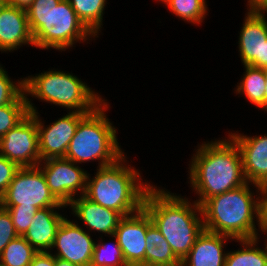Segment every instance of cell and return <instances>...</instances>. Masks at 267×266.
I'll list each match as a JSON object with an SVG mask.
<instances>
[{"label": "cell", "instance_id": "cell-10", "mask_svg": "<svg viewBox=\"0 0 267 266\" xmlns=\"http://www.w3.org/2000/svg\"><path fill=\"white\" fill-rule=\"evenodd\" d=\"M0 155L19 167H34L39 164L41 160L36 112L29 113L0 138Z\"/></svg>", "mask_w": 267, "mask_h": 266}, {"label": "cell", "instance_id": "cell-24", "mask_svg": "<svg viewBox=\"0 0 267 266\" xmlns=\"http://www.w3.org/2000/svg\"><path fill=\"white\" fill-rule=\"evenodd\" d=\"M36 253L23 236H18L0 254V266H29Z\"/></svg>", "mask_w": 267, "mask_h": 266}, {"label": "cell", "instance_id": "cell-37", "mask_svg": "<svg viewBox=\"0 0 267 266\" xmlns=\"http://www.w3.org/2000/svg\"><path fill=\"white\" fill-rule=\"evenodd\" d=\"M267 67V41L264 42L263 50V69Z\"/></svg>", "mask_w": 267, "mask_h": 266}, {"label": "cell", "instance_id": "cell-22", "mask_svg": "<svg viewBox=\"0 0 267 266\" xmlns=\"http://www.w3.org/2000/svg\"><path fill=\"white\" fill-rule=\"evenodd\" d=\"M235 241L240 242L243 248L228 251L224 266H267L266 251L257 246L258 237Z\"/></svg>", "mask_w": 267, "mask_h": 266}, {"label": "cell", "instance_id": "cell-13", "mask_svg": "<svg viewBox=\"0 0 267 266\" xmlns=\"http://www.w3.org/2000/svg\"><path fill=\"white\" fill-rule=\"evenodd\" d=\"M89 233L77 222L64 218L57 229L53 244L57 253L52 255L77 266H90L96 242Z\"/></svg>", "mask_w": 267, "mask_h": 266}, {"label": "cell", "instance_id": "cell-29", "mask_svg": "<svg viewBox=\"0 0 267 266\" xmlns=\"http://www.w3.org/2000/svg\"><path fill=\"white\" fill-rule=\"evenodd\" d=\"M12 219L15 231L19 236H23L28 230L34 214L38 210L36 207H3Z\"/></svg>", "mask_w": 267, "mask_h": 266}, {"label": "cell", "instance_id": "cell-32", "mask_svg": "<svg viewBox=\"0 0 267 266\" xmlns=\"http://www.w3.org/2000/svg\"><path fill=\"white\" fill-rule=\"evenodd\" d=\"M29 266H55V256L51 251L37 252Z\"/></svg>", "mask_w": 267, "mask_h": 266}, {"label": "cell", "instance_id": "cell-2", "mask_svg": "<svg viewBox=\"0 0 267 266\" xmlns=\"http://www.w3.org/2000/svg\"><path fill=\"white\" fill-rule=\"evenodd\" d=\"M143 209L182 261L204 231L201 206L152 185L145 194Z\"/></svg>", "mask_w": 267, "mask_h": 266}, {"label": "cell", "instance_id": "cell-17", "mask_svg": "<svg viewBox=\"0 0 267 266\" xmlns=\"http://www.w3.org/2000/svg\"><path fill=\"white\" fill-rule=\"evenodd\" d=\"M72 208L74 216L82 220L87 225L88 231L94 230L113 236L119 221L123 216L109 208L88 199L84 194L76 197L68 205Z\"/></svg>", "mask_w": 267, "mask_h": 266}, {"label": "cell", "instance_id": "cell-16", "mask_svg": "<svg viewBox=\"0 0 267 266\" xmlns=\"http://www.w3.org/2000/svg\"><path fill=\"white\" fill-rule=\"evenodd\" d=\"M23 44L35 47L27 11L7 5L0 13V51L11 52Z\"/></svg>", "mask_w": 267, "mask_h": 266}, {"label": "cell", "instance_id": "cell-36", "mask_svg": "<svg viewBox=\"0 0 267 266\" xmlns=\"http://www.w3.org/2000/svg\"><path fill=\"white\" fill-rule=\"evenodd\" d=\"M55 266H77L69 261L55 257Z\"/></svg>", "mask_w": 267, "mask_h": 266}, {"label": "cell", "instance_id": "cell-11", "mask_svg": "<svg viewBox=\"0 0 267 266\" xmlns=\"http://www.w3.org/2000/svg\"><path fill=\"white\" fill-rule=\"evenodd\" d=\"M26 99L29 113L36 112L40 160L65 157L79 122L88 113L69 112L45 127L34 104L31 103L29 98L26 97Z\"/></svg>", "mask_w": 267, "mask_h": 266}, {"label": "cell", "instance_id": "cell-4", "mask_svg": "<svg viewBox=\"0 0 267 266\" xmlns=\"http://www.w3.org/2000/svg\"><path fill=\"white\" fill-rule=\"evenodd\" d=\"M125 162L124 155L111 165L97 167L95 177L91 178L88 173L84 193L88 199L119 212L123 217L143 208L145 194L152 186L143 183L138 170Z\"/></svg>", "mask_w": 267, "mask_h": 266}, {"label": "cell", "instance_id": "cell-26", "mask_svg": "<svg viewBox=\"0 0 267 266\" xmlns=\"http://www.w3.org/2000/svg\"><path fill=\"white\" fill-rule=\"evenodd\" d=\"M29 114L24 91L10 104L0 106V138Z\"/></svg>", "mask_w": 267, "mask_h": 266}, {"label": "cell", "instance_id": "cell-39", "mask_svg": "<svg viewBox=\"0 0 267 266\" xmlns=\"http://www.w3.org/2000/svg\"><path fill=\"white\" fill-rule=\"evenodd\" d=\"M7 0H0V13L7 7Z\"/></svg>", "mask_w": 267, "mask_h": 266}, {"label": "cell", "instance_id": "cell-1", "mask_svg": "<svg viewBox=\"0 0 267 266\" xmlns=\"http://www.w3.org/2000/svg\"><path fill=\"white\" fill-rule=\"evenodd\" d=\"M189 164L190 185L201 206L208 198L236 189L247 183L242 158L236 143L228 139L204 142Z\"/></svg>", "mask_w": 267, "mask_h": 266}, {"label": "cell", "instance_id": "cell-40", "mask_svg": "<svg viewBox=\"0 0 267 266\" xmlns=\"http://www.w3.org/2000/svg\"><path fill=\"white\" fill-rule=\"evenodd\" d=\"M266 240H267V239H266ZM264 245H265L264 250L266 251V254H267V241L264 243Z\"/></svg>", "mask_w": 267, "mask_h": 266}, {"label": "cell", "instance_id": "cell-35", "mask_svg": "<svg viewBox=\"0 0 267 266\" xmlns=\"http://www.w3.org/2000/svg\"><path fill=\"white\" fill-rule=\"evenodd\" d=\"M34 0H7L8 5L27 10Z\"/></svg>", "mask_w": 267, "mask_h": 266}, {"label": "cell", "instance_id": "cell-23", "mask_svg": "<svg viewBox=\"0 0 267 266\" xmlns=\"http://www.w3.org/2000/svg\"><path fill=\"white\" fill-rule=\"evenodd\" d=\"M78 18L95 35L102 28L106 0H68Z\"/></svg>", "mask_w": 267, "mask_h": 266}, {"label": "cell", "instance_id": "cell-7", "mask_svg": "<svg viewBox=\"0 0 267 266\" xmlns=\"http://www.w3.org/2000/svg\"><path fill=\"white\" fill-rule=\"evenodd\" d=\"M24 94L69 109L70 112L91 113L105 99L75 75L49 70L23 79Z\"/></svg>", "mask_w": 267, "mask_h": 266}, {"label": "cell", "instance_id": "cell-5", "mask_svg": "<svg viewBox=\"0 0 267 266\" xmlns=\"http://www.w3.org/2000/svg\"><path fill=\"white\" fill-rule=\"evenodd\" d=\"M26 11L35 47L43 50L65 51L78 41L96 37L68 0H34Z\"/></svg>", "mask_w": 267, "mask_h": 266}, {"label": "cell", "instance_id": "cell-15", "mask_svg": "<svg viewBox=\"0 0 267 266\" xmlns=\"http://www.w3.org/2000/svg\"><path fill=\"white\" fill-rule=\"evenodd\" d=\"M267 10H249L239 35V51L243 65L263 69L264 42L267 41Z\"/></svg>", "mask_w": 267, "mask_h": 266}, {"label": "cell", "instance_id": "cell-41", "mask_svg": "<svg viewBox=\"0 0 267 266\" xmlns=\"http://www.w3.org/2000/svg\"><path fill=\"white\" fill-rule=\"evenodd\" d=\"M262 232L267 234V226L262 230Z\"/></svg>", "mask_w": 267, "mask_h": 266}, {"label": "cell", "instance_id": "cell-18", "mask_svg": "<svg viewBox=\"0 0 267 266\" xmlns=\"http://www.w3.org/2000/svg\"><path fill=\"white\" fill-rule=\"evenodd\" d=\"M227 239L232 238L204 229L181 261V266H224L227 252L223 247Z\"/></svg>", "mask_w": 267, "mask_h": 266}, {"label": "cell", "instance_id": "cell-27", "mask_svg": "<svg viewBox=\"0 0 267 266\" xmlns=\"http://www.w3.org/2000/svg\"><path fill=\"white\" fill-rule=\"evenodd\" d=\"M90 266H127L116 238L111 245L101 241L95 243Z\"/></svg>", "mask_w": 267, "mask_h": 266}, {"label": "cell", "instance_id": "cell-28", "mask_svg": "<svg viewBox=\"0 0 267 266\" xmlns=\"http://www.w3.org/2000/svg\"><path fill=\"white\" fill-rule=\"evenodd\" d=\"M23 91V78L16 84L0 65V106L12 103Z\"/></svg>", "mask_w": 267, "mask_h": 266}, {"label": "cell", "instance_id": "cell-31", "mask_svg": "<svg viewBox=\"0 0 267 266\" xmlns=\"http://www.w3.org/2000/svg\"><path fill=\"white\" fill-rule=\"evenodd\" d=\"M19 168L16 163L0 155V198L5 193Z\"/></svg>", "mask_w": 267, "mask_h": 266}, {"label": "cell", "instance_id": "cell-38", "mask_svg": "<svg viewBox=\"0 0 267 266\" xmlns=\"http://www.w3.org/2000/svg\"><path fill=\"white\" fill-rule=\"evenodd\" d=\"M264 73L266 76V87H265V111L267 112V67L264 68Z\"/></svg>", "mask_w": 267, "mask_h": 266}, {"label": "cell", "instance_id": "cell-6", "mask_svg": "<svg viewBox=\"0 0 267 266\" xmlns=\"http://www.w3.org/2000/svg\"><path fill=\"white\" fill-rule=\"evenodd\" d=\"M106 101L79 122L64 158L76 164L100 160L98 167H103L125 155L117 141L116 128L106 117Z\"/></svg>", "mask_w": 267, "mask_h": 266}, {"label": "cell", "instance_id": "cell-12", "mask_svg": "<svg viewBox=\"0 0 267 266\" xmlns=\"http://www.w3.org/2000/svg\"><path fill=\"white\" fill-rule=\"evenodd\" d=\"M151 224L143 208L119 221L112 238H116L127 266H145L146 232Z\"/></svg>", "mask_w": 267, "mask_h": 266}, {"label": "cell", "instance_id": "cell-33", "mask_svg": "<svg viewBox=\"0 0 267 266\" xmlns=\"http://www.w3.org/2000/svg\"><path fill=\"white\" fill-rule=\"evenodd\" d=\"M262 230L267 226V184L261 186Z\"/></svg>", "mask_w": 267, "mask_h": 266}, {"label": "cell", "instance_id": "cell-30", "mask_svg": "<svg viewBox=\"0 0 267 266\" xmlns=\"http://www.w3.org/2000/svg\"><path fill=\"white\" fill-rule=\"evenodd\" d=\"M18 236L9 212L0 206V254L8 243Z\"/></svg>", "mask_w": 267, "mask_h": 266}, {"label": "cell", "instance_id": "cell-14", "mask_svg": "<svg viewBox=\"0 0 267 266\" xmlns=\"http://www.w3.org/2000/svg\"><path fill=\"white\" fill-rule=\"evenodd\" d=\"M239 148L245 178L261 195V186L267 184V134L247 136L237 133L228 135Z\"/></svg>", "mask_w": 267, "mask_h": 266}, {"label": "cell", "instance_id": "cell-8", "mask_svg": "<svg viewBox=\"0 0 267 266\" xmlns=\"http://www.w3.org/2000/svg\"><path fill=\"white\" fill-rule=\"evenodd\" d=\"M1 207H67L51 193L38 166L20 167L3 196Z\"/></svg>", "mask_w": 267, "mask_h": 266}, {"label": "cell", "instance_id": "cell-34", "mask_svg": "<svg viewBox=\"0 0 267 266\" xmlns=\"http://www.w3.org/2000/svg\"><path fill=\"white\" fill-rule=\"evenodd\" d=\"M248 10H267V0H248Z\"/></svg>", "mask_w": 267, "mask_h": 266}, {"label": "cell", "instance_id": "cell-21", "mask_svg": "<svg viewBox=\"0 0 267 266\" xmlns=\"http://www.w3.org/2000/svg\"><path fill=\"white\" fill-rule=\"evenodd\" d=\"M244 77L236 87L237 94H244L247 100L265 110L266 76L264 69L244 65Z\"/></svg>", "mask_w": 267, "mask_h": 266}, {"label": "cell", "instance_id": "cell-25", "mask_svg": "<svg viewBox=\"0 0 267 266\" xmlns=\"http://www.w3.org/2000/svg\"><path fill=\"white\" fill-rule=\"evenodd\" d=\"M163 3L174 15L193 24L199 25L207 15L206 0H165Z\"/></svg>", "mask_w": 267, "mask_h": 266}, {"label": "cell", "instance_id": "cell-19", "mask_svg": "<svg viewBox=\"0 0 267 266\" xmlns=\"http://www.w3.org/2000/svg\"><path fill=\"white\" fill-rule=\"evenodd\" d=\"M63 207H46L36 211L31 224L23 235L27 242L37 251L46 252L53 249L56 232L65 218L54 209Z\"/></svg>", "mask_w": 267, "mask_h": 266}, {"label": "cell", "instance_id": "cell-9", "mask_svg": "<svg viewBox=\"0 0 267 266\" xmlns=\"http://www.w3.org/2000/svg\"><path fill=\"white\" fill-rule=\"evenodd\" d=\"M37 166L41 169L51 193L61 204L68 206L78 191H81L80 195L85 193L88 172L71 160L64 157L47 158Z\"/></svg>", "mask_w": 267, "mask_h": 266}, {"label": "cell", "instance_id": "cell-3", "mask_svg": "<svg viewBox=\"0 0 267 266\" xmlns=\"http://www.w3.org/2000/svg\"><path fill=\"white\" fill-rule=\"evenodd\" d=\"M249 186L247 182L236 189L208 198L201 205L204 229L231 237L232 240L257 238L258 230L254 220L256 217L262 231L261 198L258 195L256 197Z\"/></svg>", "mask_w": 267, "mask_h": 266}, {"label": "cell", "instance_id": "cell-20", "mask_svg": "<svg viewBox=\"0 0 267 266\" xmlns=\"http://www.w3.org/2000/svg\"><path fill=\"white\" fill-rule=\"evenodd\" d=\"M145 266H181V260L153 223L146 232Z\"/></svg>", "mask_w": 267, "mask_h": 266}]
</instances>
